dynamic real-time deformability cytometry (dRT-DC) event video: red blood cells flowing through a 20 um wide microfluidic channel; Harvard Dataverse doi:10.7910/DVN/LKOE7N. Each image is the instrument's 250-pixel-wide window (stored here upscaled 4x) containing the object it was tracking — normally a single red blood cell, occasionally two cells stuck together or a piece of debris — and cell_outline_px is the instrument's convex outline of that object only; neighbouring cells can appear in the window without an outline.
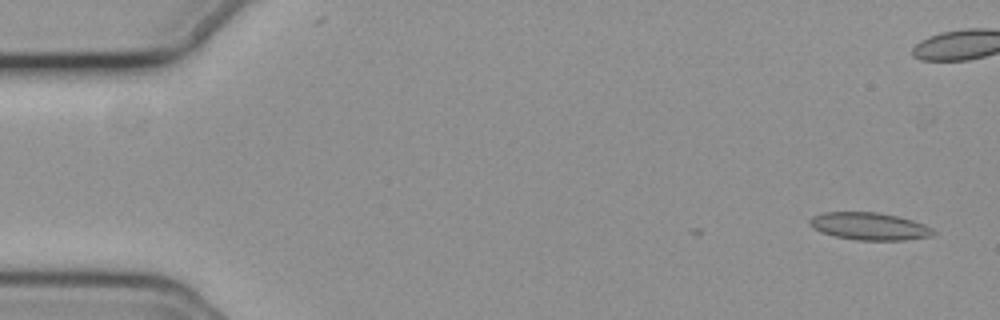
{"species": "common noctule bat (a hibernating species)", "species_latin": "Nyctalus noctula", "temperature_condition": "cold", "stored_images_in_passage": 17, "camera_frame_rate_fps": 3000, "um_per_image_px": 0.085, "animal": {"sex": "female", "body_mass_g": 19.3, "forearm_length_mm": 54.1}, "frame": {"image": 1, "passage_image": 3, "time_ms": 0.667, "image_size_px": [1000, 320], "cell_outline_px": [[936, 232], [932, 236], [904, 240], [856, 240], [836, 236], [820, 232], [812, 228], [808, 224], [808, 220], [812, 216], [824, 212], [876, 212], [896, 216], [912, 220], [924, 224]], "centroid_in_image_um": [73.85, 19.23], "position_along_channel_um": 11.1, "area_um2": 19.77}}